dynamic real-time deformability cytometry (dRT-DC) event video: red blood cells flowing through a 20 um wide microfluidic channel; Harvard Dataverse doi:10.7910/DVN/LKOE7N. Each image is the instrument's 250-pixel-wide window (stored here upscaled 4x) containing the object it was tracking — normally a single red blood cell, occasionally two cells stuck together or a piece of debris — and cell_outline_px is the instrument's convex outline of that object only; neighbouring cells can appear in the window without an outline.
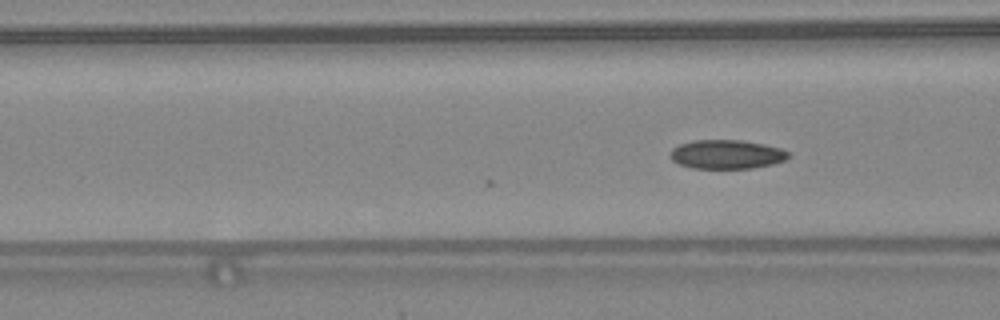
{"species": "common noctule bat (a hibernating species)", "species_latin": "Nyctalus noctula", "temperature_condition": "warm", "stored_images_in_passage": 5, "camera_frame_rate_fps": 3000, "um_per_image_px": 0.085, "animal": {"sex": "female", "body_mass_g": 24.6, "forearm_length_mm": 56.2}, "frame": {"image": 1, "passage_image": 5, "time_ms": 1.333, "image_size_px": [1000, 320], "cell_outline_px": [[792, 156], [784, 160], [772, 164], [752, 168], [692, 168], [680, 164], [672, 160], [668, 156], [672, 148], [680, 144], [692, 140], [740, 140], [764, 144], [780, 148], [788, 152]], "centroid_in_image_um": [61.75, 13.11], "position_along_channel_um": 104.9, "area_um2": 20.0}}